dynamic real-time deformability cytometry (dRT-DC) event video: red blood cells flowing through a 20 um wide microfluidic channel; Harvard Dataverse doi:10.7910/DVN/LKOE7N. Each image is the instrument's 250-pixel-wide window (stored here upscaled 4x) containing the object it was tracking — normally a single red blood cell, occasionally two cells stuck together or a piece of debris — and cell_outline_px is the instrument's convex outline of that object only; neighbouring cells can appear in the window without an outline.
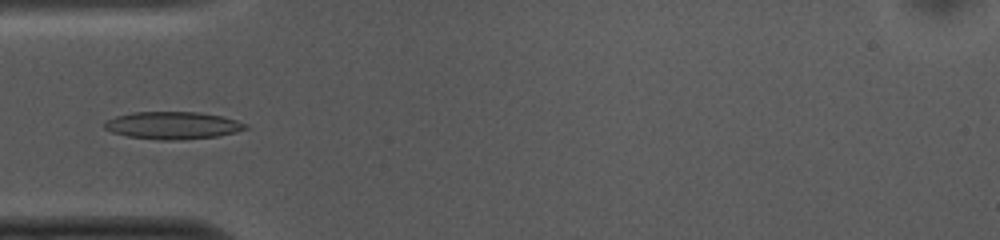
{"species": "common noctule bat (a hibernating species)", "species_latin": "Nyctalus noctula", "temperature_condition": "cold", "stored_images_in_passage": 35, "camera_frame_rate_fps": 3000, "um_per_image_px": 0.085, "animal": {"sex": "female", "body_mass_g": 10.0, "forearm_length_mm": 53.1}, "frame": {"image": 1, "passage_image": 10, "time_ms": 3.0, "image_size_px": [1000, 240], "cell_outline_px": [[248, 128], [236, 132], [220, 136], [180, 140], [160, 140], [128, 136], [112, 132], [104, 128], [104, 120], [116, 116], [132, 112], [200, 112], [224, 116], [248, 124]], "centroid_in_image_um": [14.7, 10.65], "position_along_channel_um": 70.3, "area_um2": 22.77}}
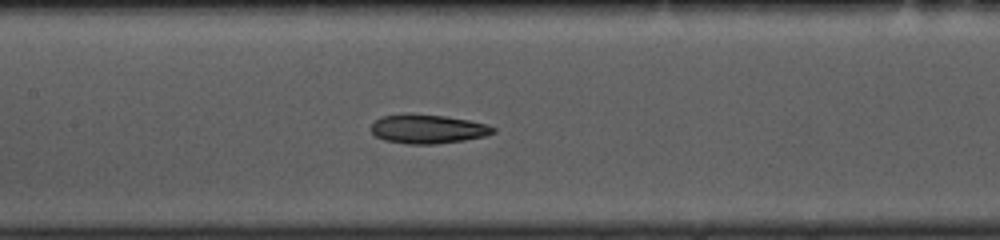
{"frame": {"image": 2, "passage_image": 18, "time_ms": 5.667, "image_size_px": [1000, 240], "cell_outline_px": [[496, 132], [484, 136], [464, 140], [432, 144], [408, 144], [384, 140], [376, 136], [372, 132], [372, 124], [376, 120], [384, 116], [444, 116], [468, 120], [488, 124], [496, 128]], "centroid_in_image_um": [36.43, 11.0], "position_along_channel_um": 171.0, "area_um2": 19.83}}
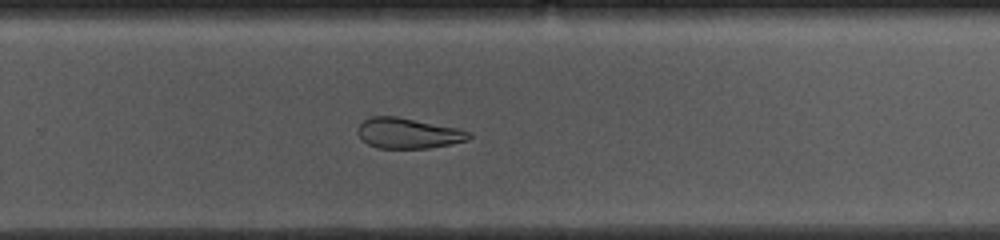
{"frame": {"image": 3, "passage_image": 28, "time_ms": 9.0, "image_size_px": [1000, 240], "cell_outline_px": [[472, 136], [468, 140], [428, 148], [376, 148], [368, 144], [356, 132], [360, 124], [368, 116], [396, 116], [460, 128], [472, 132]], "centroid_in_image_um": [34.71, 11.31], "position_along_channel_um": 295.1, "area_um2": 19.83}, "authors_computed_cell_mechanics": {"area_um2": 21.3282, "velocity_mm_per_s": 3.741, "shape_relaxation_time_tau1_ms": null, "shape_relaxation_time_tau2_ms": 4.7227, "deformation_change_tau1": null, "deformation_change_tau2": 0.1289}}